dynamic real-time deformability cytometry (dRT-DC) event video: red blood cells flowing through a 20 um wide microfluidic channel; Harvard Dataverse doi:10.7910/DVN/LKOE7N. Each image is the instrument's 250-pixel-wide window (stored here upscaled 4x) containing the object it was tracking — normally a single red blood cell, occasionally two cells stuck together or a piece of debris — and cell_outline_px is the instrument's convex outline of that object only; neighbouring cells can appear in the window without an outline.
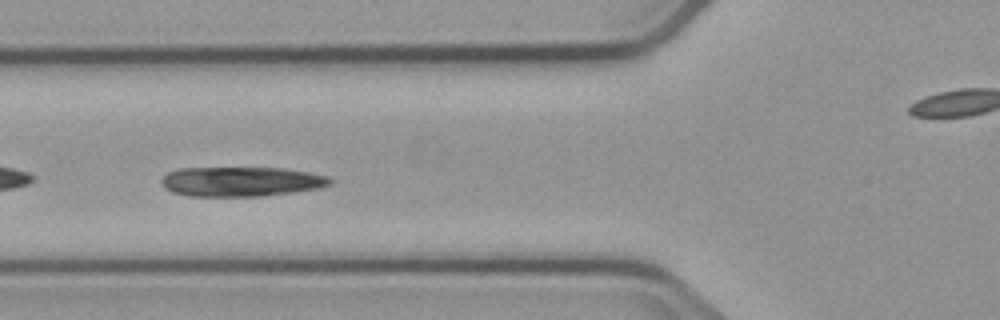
{"species": "common noctule bat (a hibernating species)", "species_latin": "Nyctalus noctula", "temperature_condition": "cold", "stored_images_in_passage": 9, "segment_of_instrument_passage": [1, 2], "camera_frame_rate_fps": 3000, "um_per_image_px": 0.085, "animal": {"sex": "male", "body_mass_g": 23.1, "forearm_length_mm": 52.7}, "frame": {"image": 1, "passage_image": 6, "time_ms": 6.0, "image_size_px": [1000, 320], "cell_outline_px": [[336, 180], [332, 184], [320, 188], [292, 192], [260, 196], [188, 196], [172, 192], [164, 188], [160, 180], [168, 172], [176, 168], [284, 168], [308, 172], [328, 176]], "centroid_in_image_um": [20.51, 15.43], "position_along_channel_um": 105.3, "area_um2": 29.36}}
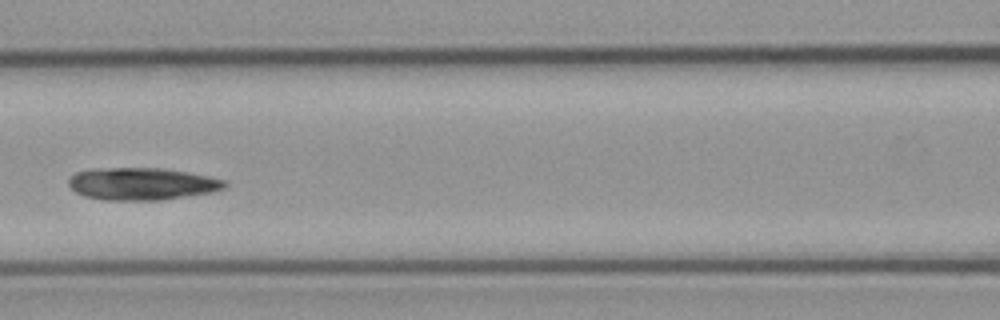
{"frame": {"image": 2, "passage_image": 7, "time_ms": 7.333, "image_size_px": [1000, 320], "cell_outline_px": [[228, 184], [224, 188], [208, 192], [160, 200], [104, 200], [84, 196], [76, 192], [68, 184], [68, 180], [76, 172], [92, 168], [160, 168], [188, 172], [228, 180]], "centroid_in_image_um": [12.04, 15.62], "position_along_channel_um": 154.6, "area_um2": 29.3}}
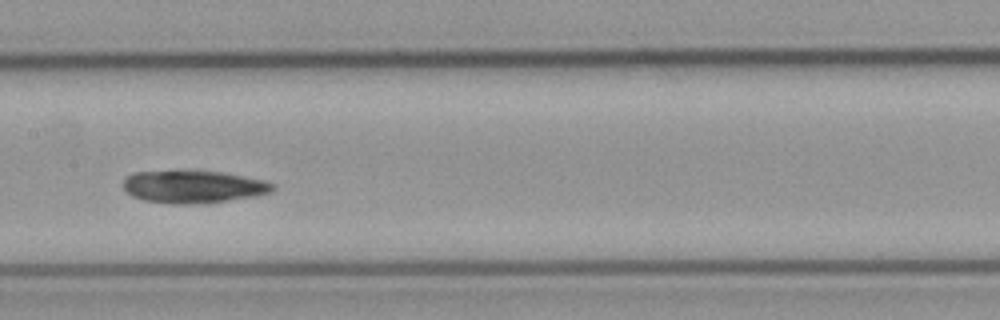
{"frame": {"image": 3, "passage_image": 8, "time_ms": 8.333, "image_size_px": [1000, 320], "cell_outline_px": [[276, 188], [272, 192], [256, 196], [196, 204], [172, 204], [144, 200], [132, 196], [124, 188], [124, 180], [128, 176], [136, 172], [220, 172], [264, 180], [276, 184]], "centroid_in_image_um": [16.49, 15.89], "position_along_channel_um": 190.9, "area_um2": 27.8}}